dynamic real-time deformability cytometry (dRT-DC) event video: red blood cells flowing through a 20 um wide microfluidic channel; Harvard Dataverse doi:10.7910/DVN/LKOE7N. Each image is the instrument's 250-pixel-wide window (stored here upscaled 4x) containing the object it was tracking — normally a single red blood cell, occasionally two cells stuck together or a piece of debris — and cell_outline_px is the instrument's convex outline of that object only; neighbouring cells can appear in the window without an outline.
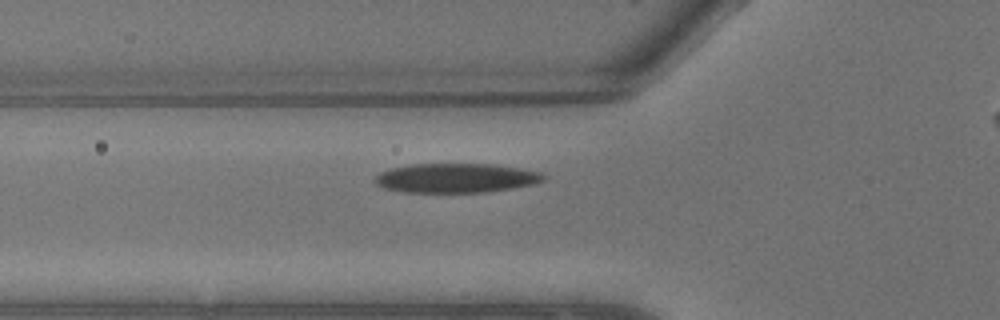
{"species": "common noctule bat (a hibernating species)", "species_latin": "Nyctalus noctula", "temperature_condition": "warm", "stored_images_in_passage": 9, "camera_frame_rate_fps": 3000, "um_per_image_px": 0.085, "animal": {"sex": "male", "body_mass_g": 13.3}, "frame": {"image": 1, "passage_image": 6, "time_ms": 1.667, "image_size_px": [1000, 320], "cell_outline_px": [[544, 180], [536, 184], [512, 188], [484, 192], [404, 192], [380, 188], [372, 180], [380, 172], [388, 168], [412, 164], [492, 164], [540, 172], [544, 176]], "centroid_in_image_um": [38.68, 15.13], "position_along_channel_um": 87.1, "area_um2": 28.9}}
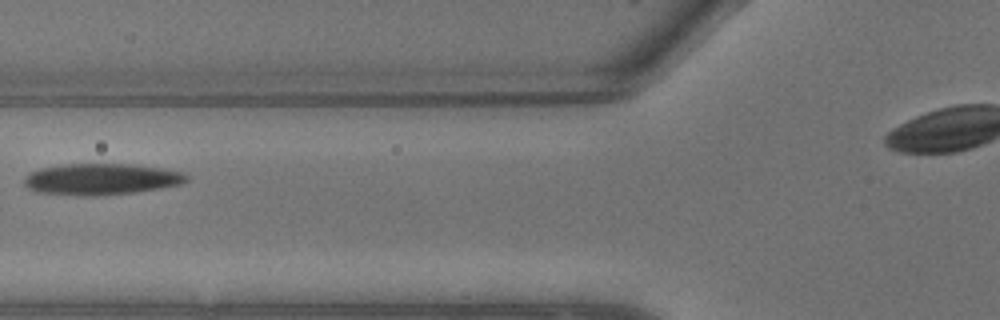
{"frame": {"image": 2, "passage_image": 7, "time_ms": 2.0, "image_size_px": [1000, 320], "cell_outline_px": [[188, 180], [180, 184], [160, 188], [132, 192], [96, 196], [76, 196], [36, 192], [28, 188], [24, 184], [24, 176], [40, 168], [60, 164], [132, 164], [160, 168], [184, 172], [188, 176]], "centroid_in_image_um": [8.56, 15.23], "position_along_channel_um": 117.2, "area_um2": 29.77}}